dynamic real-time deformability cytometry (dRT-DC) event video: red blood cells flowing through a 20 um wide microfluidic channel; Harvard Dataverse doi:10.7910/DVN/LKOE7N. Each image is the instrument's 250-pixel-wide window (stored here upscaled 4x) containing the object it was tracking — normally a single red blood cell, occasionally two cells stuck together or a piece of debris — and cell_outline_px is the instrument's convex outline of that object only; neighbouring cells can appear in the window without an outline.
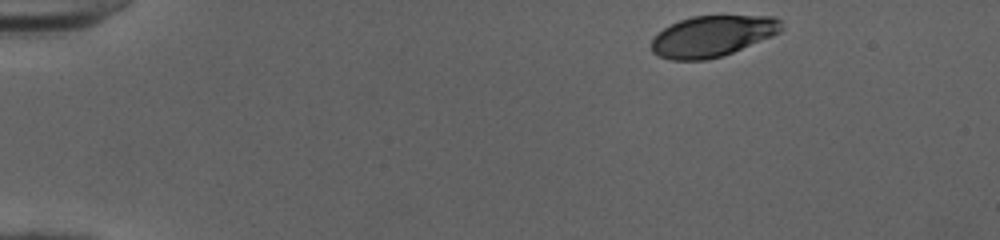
{"species": "human", "species_latin": "Homo sapiens", "temperature_condition": "cold", "stored_images_in_passage": 45, "camera_frame_rate_fps": 3000, "um_per_image_px": 0.085, "donor": {"sex": "female"}, "frame": {"image": 1, "passage_image": 1, "time_ms": 0.0, "image_size_px": [1000, 240], "cell_outline_px": [[784, 28], [780, 32], [772, 36], [724, 56], [704, 60], [668, 60], [652, 52], [652, 40], [664, 28], [680, 20], [692, 16], [772, 16], [780, 20]], "centroid_in_image_um": [60.58, 3.08], "position_along_channel_um": 24.4, "area_um2": 30.98}}
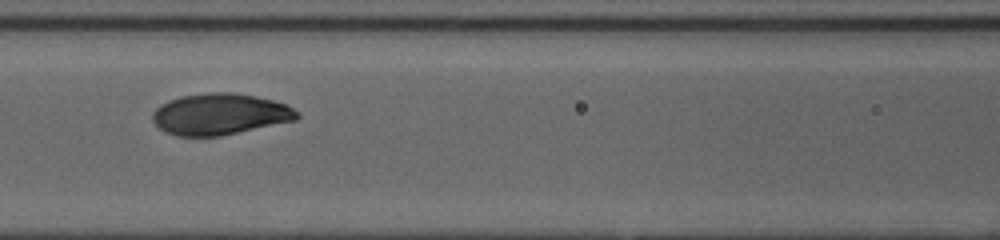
{"frame": {"image": 2, "passage_image": 18, "time_ms": 5.667, "image_size_px": [1000, 240], "cell_outline_px": [[300, 116], [296, 120], [220, 136], [176, 136], [164, 132], [152, 120], [152, 112], [160, 104], [168, 100], [180, 96], [208, 92], [232, 92], [256, 96], [288, 104], [300, 112]], "centroid_in_image_um": [18.69, 9.69], "position_along_channel_um": 147.9, "area_um2": 35.08}}
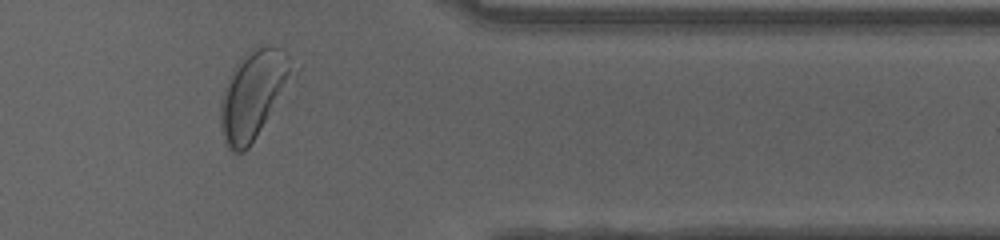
{"frame": {"image": 3, "passage_image": 37, "time_ms": 12.0, "image_size_px": [1000, 240], "cell_outline_px": [[300, 68], [248, 148], [244, 152], [232, 152], [228, 148], [224, 140], [220, 128], [220, 100], [228, 76], [236, 64], [244, 56], [256, 48], [268, 44], [272, 44], [280, 48]], "centroid_in_image_um": [21.56, 8.0], "position_along_channel_um": 389.8, "area_um2": 37.05}, "authors_computed_cell_mechanics": {"area_um2": 34.2754, "velocity_mm_per_s": 3.9915, "shape_relaxation_time_tau1_ms": 3.3153, "shape_relaxation_time_tau2_ms": null, "deformation_change_tau1": 0.1629, "deformation_change_tau2": null}}